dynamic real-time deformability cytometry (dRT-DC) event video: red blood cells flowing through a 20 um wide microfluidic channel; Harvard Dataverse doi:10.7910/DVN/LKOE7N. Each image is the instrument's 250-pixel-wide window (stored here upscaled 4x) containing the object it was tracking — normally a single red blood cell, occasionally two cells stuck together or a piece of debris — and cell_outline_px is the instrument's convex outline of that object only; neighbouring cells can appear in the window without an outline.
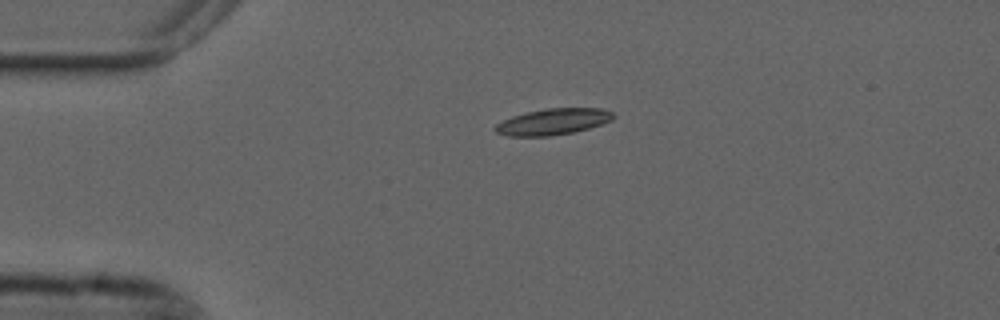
{"species": "common noctule bat (a hibernating species)", "species_latin": "Nyctalus noctula", "temperature_condition": "cold", "stored_images_in_passage": 44, "camera_frame_rate_fps": 3000, "um_per_image_px": 0.085, "animal": {"sex": "male", "forearm_length_mm": 52.5}, "frame": {"image": 1, "passage_image": 1, "time_ms": 0.0, "image_size_px": [1000, 320], "cell_outline_px": [[616, 116], [612, 120], [576, 132], [552, 136], [508, 136], [496, 132], [492, 128], [496, 124], [512, 116], [528, 112], [548, 108], [600, 108], [612, 112]], "centroid_in_image_um": [47.01, 10.35], "position_along_channel_um": 38.0, "area_um2": 18.03}}
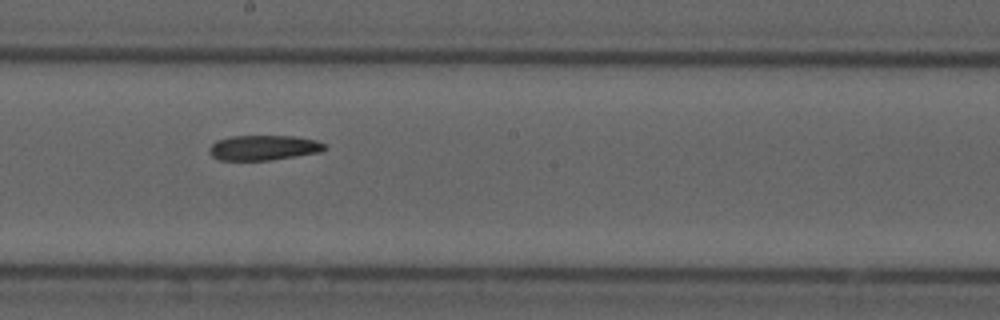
{"frame": {"image": 2, "passage_image": 19, "time_ms": 6.0, "image_size_px": [1000, 320], "cell_outline_px": [[328, 148], [320, 152], [296, 156], [268, 160], [220, 160], [212, 156], [208, 152], [208, 148], [216, 140], [232, 136], [296, 136], [316, 140], [328, 144]], "centroid_in_image_um": [22.43, 12.55], "position_along_channel_um": 225.8, "area_um2": 16.99}}
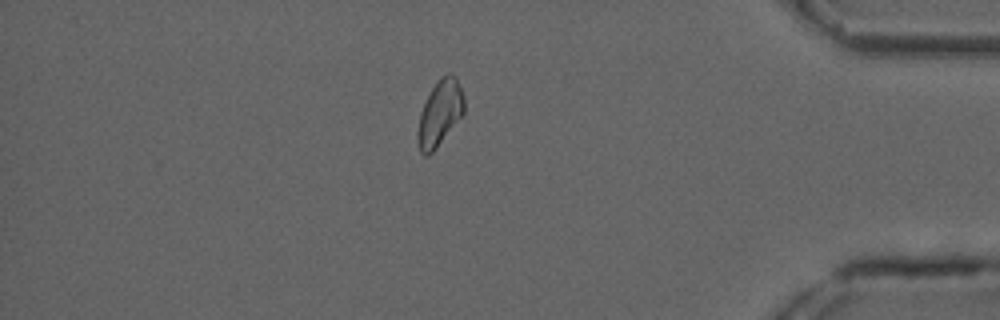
{"frame": {"image": 3, "passage_image": 36, "time_ms": 11.667, "image_size_px": [1000, 320], "cell_outline_px": [[464, 112], [436, 148], [428, 156], [424, 156], [420, 152], [416, 140], [416, 132], [420, 112], [432, 88], [440, 76], [448, 72], [452, 72], [456, 76], [464, 96]], "centroid_in_image_um": [37.36, 9.6], "position_along_channel_um": 397.8, "area_um2": 17.86}}